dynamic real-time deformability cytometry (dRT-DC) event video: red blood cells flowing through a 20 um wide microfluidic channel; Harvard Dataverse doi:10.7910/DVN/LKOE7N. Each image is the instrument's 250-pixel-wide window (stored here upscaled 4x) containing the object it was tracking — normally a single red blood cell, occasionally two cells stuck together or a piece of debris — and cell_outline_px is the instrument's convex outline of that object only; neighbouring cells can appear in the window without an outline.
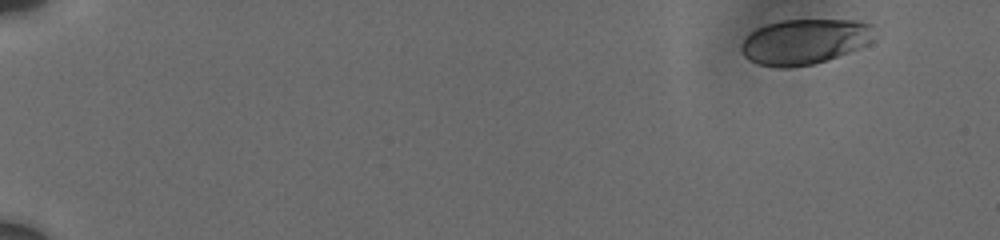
{"species": "human", "species_latin": "Homo sapiens", "temperature_condition": "cold", "stored_images_in_passage": 25, "camera_frame_rate_fps": 3000, "um_per_image_px": 0.085, "donor": {"sex": "male"}, "frame": {"image": 1, "passage_image": 1, "time_ms": 0.0, "image_size_px": [1000, 240], "cell_outline_px": [[872, 40], [868, 44], [860, 48], [828, 60], [812, 64], [788, 68], [780, 68], [756, 64], [748, 60], [744, 56], [740, 48], [740, 44], [744, 36], [756, 28], [764, 24], [780, 20], [856, 20], [872, 24]], "centroid_in_image_um": [68.33, 3.54], "position_along_channel_um": 16.7, "area_um2": 35.6}}
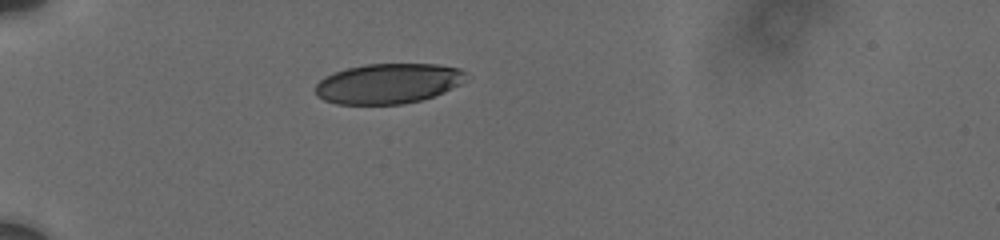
{"frame": {"image": 2, "passage_image": 20, "time_ms": 4.667, "image_size_px": [1000, 240], "cell_outline_px": [[464, 72], [460, 84], [444, 92], [420, 100], [400, 104], [336, 104], [324, 100], [316, 96], [316, 84], [324, 76], [348, 68], [364, 64], [436, 64], [460, 68]], "centroid_in_image_um": [32.94, 7.1], "position_along_channel_um": 52.1, "area_um2": 34.91}}